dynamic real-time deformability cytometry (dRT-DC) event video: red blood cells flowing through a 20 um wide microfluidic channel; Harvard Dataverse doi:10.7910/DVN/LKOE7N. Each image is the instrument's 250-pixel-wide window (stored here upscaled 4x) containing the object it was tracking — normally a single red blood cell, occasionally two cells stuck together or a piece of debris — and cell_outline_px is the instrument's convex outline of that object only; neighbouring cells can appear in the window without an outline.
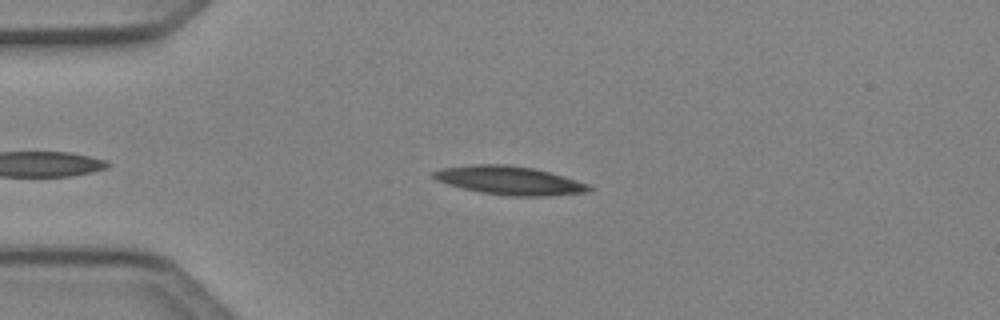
{"species": "Egyptian fruit bat (a non-hibernating species)", "species_latin": "Rousettus aegyptiacus", "temperature_condition": "cold", "stored_images_in_passage": 41, "camera_frame_rate_fps": 3000, "um_per_image_px": 0.085, "animal": {"sex": "female"}, "frame": {"image": 1, "passage_image": 8, "time_ms": 2.333, "image_size_px": [1000, 320], "cell_outline_px": [[592, 188], [588, 192], [548, 196], [508, 196], [480, 192], [448, 184], [436, 180], [432, 176], [432, 172], [440, 168], [472, 164], [508, 164], [532, 168], [548, 172], [576, 180], [588, 184]], "centroid_in_image_um": [43.27, 15.33], "position_along_channel_um": 41.7, "area_um2": 25.78}}
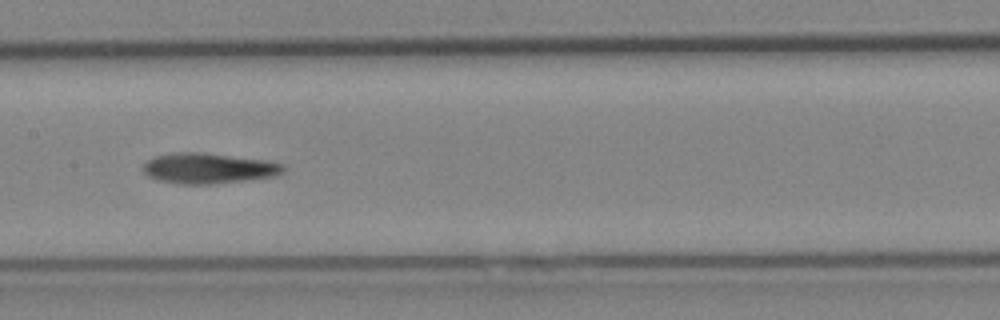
{"frame": {"image": 2, "passage_image": 21, "time_ms": 6.667, "image_size_px": [1000, 320], "cell_outline_px": [[284, 172], [276, 176], [212, 184], [184, 184], [160, 180], [148, 176], [144, 172], [144, 164], [148, 160], [156, 156], [176, 152], [204, 152], [268, 160], [284, 164]], "centroid_in_image_um": [17.77, 14.29], "position_along_channel_um": 189.6, "area_um2": 24.85}}
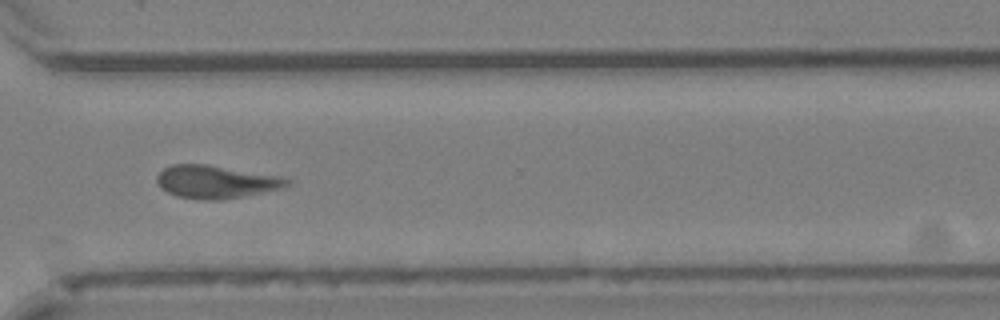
{"frame": {"image": 3, "passage_image": 33, "time_ms": 10.667, "image_size_px": [1000, 320], "cell_outline_px": [[292, 184], [284, 188], [224, 200], [200, 200], [176, 196], [160, 188], [156, 180], [156, 176], [164, 168], [172, 164], [208, 164], [280, 176], [292, 180]], "centroid_in_image_um": [18.38, 15.46], "position_along_channel_um": 352.2, "area_um2": 25.32}, "authors_computed_cell_mechanics": {"area_um2": 24.4494, "velocity_mm_per_s": 4.0611, "shape_relaxation_time_tau1_ms": 4.0449, "shape_relaxation_time_tau2_ms": 6.1685, "deformation_change_tau1": 0.1442, "deformation_change_tau2": 0.1699}}